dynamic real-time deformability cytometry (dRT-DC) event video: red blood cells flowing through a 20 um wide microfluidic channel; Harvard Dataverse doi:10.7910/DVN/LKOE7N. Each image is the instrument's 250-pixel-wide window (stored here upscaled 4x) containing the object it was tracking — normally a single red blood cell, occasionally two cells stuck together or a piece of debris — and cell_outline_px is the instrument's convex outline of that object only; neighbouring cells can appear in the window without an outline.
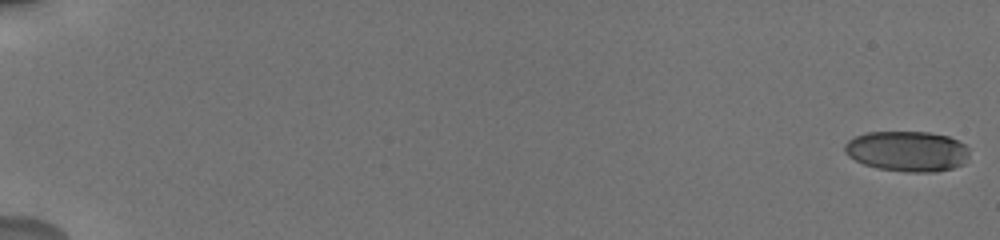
{"species": "human", "species_latin": "Homo sapiens", "temperature_condition": "cold", "stored_images_in_passage": 51, "camera_frame_rate_fps": 3000, "um_per_image_px": 0.085, "donor": {"sex": "male"}, "frame": {"image": 1, "passage_image": 1, "time_ms": 0.0, "image_size_px": [1000, 240], "cell_outline_px": [[968, 156], [964, 164], [952, 168], [936, 172], [904, 172], [876, 168], [864, 164], [848, 156], [844, 152], [844, 144], [848, 140], [856, 136], [868, 132], [928, 132], [948, 136], [964, 144], [968, 148]], "centroid_in_image_um": [77.11, 12.86], "position_along_channel_um": 7.9, "area_um2": 29.48}}
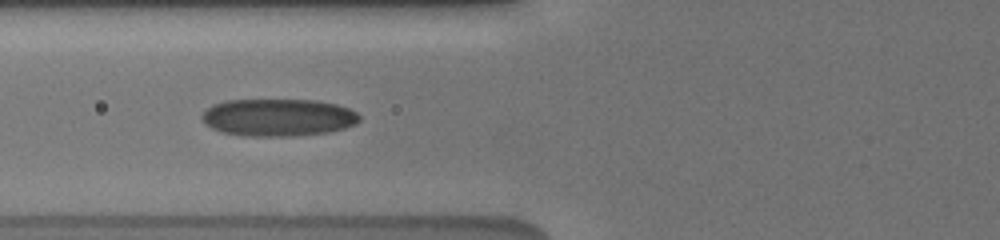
{"frame": {"image": 2, "passage_image": 27, "time_ms": 8.0, "image_size_px": [1000, 240], "cell_outline_px": [[360, 120], [356, 124], [344, 128], [328, 132], [296, 136], [240, 136], [224, 132], [212, 128], [204, 124], [200, 116], [212, 104], [224, 100], [316, 100], [336, 104], [348, 108], [356, 112], [360, 116]], "centroid_in_image_um": [23.63, 9.98], "position_along_channel_um": 102.2, "area_um2": 34.56}}
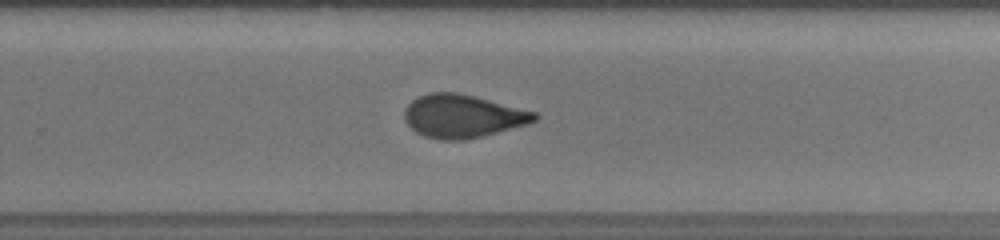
{"frame": {"image": 3, "passage_image": 39, "time_ms": 13.0, "image_size_px": [1000, 240], "cell_outline_px": [[540, 116], [536, 120], [528, 124], [480, 136], [460, 140], [440, 140], [424, 136], [416, 132], [404, 120], [404, 112], [408, 104], [412, 100], [428, 92], [456, 92], [536, 112]], "centroid_in_image_um": [39.3, 9.87], "position_along_channel_um": 290.5, "area_um2": 32.31}, "authors_computed_cell_mechanics": {"area_um2": 32.1946, "velocity_mm_per_s": 3.7667, "shape_relaxation_time_tau1_ms": 6.7094, "shape_relaxation_time_tau2_ms": 1.3256, "deformation_change_tau1": 0.1856, "deformation_change_tau2": 0.0719}}